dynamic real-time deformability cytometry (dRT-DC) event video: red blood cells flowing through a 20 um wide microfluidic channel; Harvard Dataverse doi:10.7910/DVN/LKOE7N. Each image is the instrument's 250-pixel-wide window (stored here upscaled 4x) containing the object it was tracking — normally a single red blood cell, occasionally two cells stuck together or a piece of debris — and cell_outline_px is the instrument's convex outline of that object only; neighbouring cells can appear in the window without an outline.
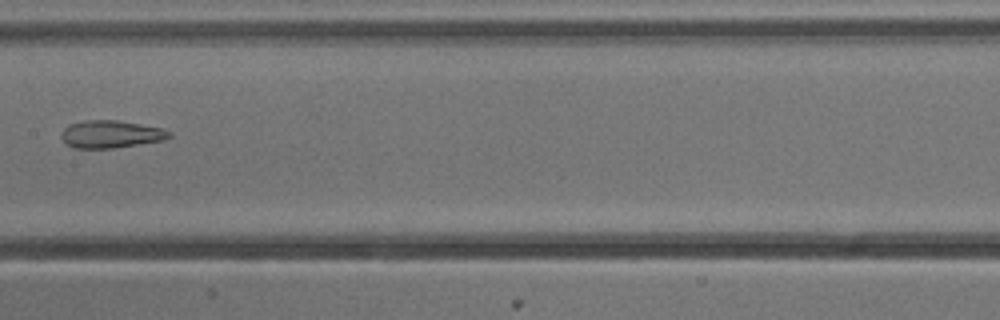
{"species": "common noctule bat (a hibernating species)", "species_latin": "Nyctalus noctula", "temperature_condition": "cold", "stored_images_in_passage": 7, "camera_frame_rate_fps": 3000, "um_per_image_px": 0.085, "animal": {"sex": "male", "body_mass_g": 13.3}, "frame": {"image": 1, "passage_image": 7, "time_ms": 2.0, "image_size_px": [1000, 320], "cell_outline_px": [[172, 136], [164, 140], [112, 148], [76, 148], [68, 144], [60, 136], [60, 132], [68, 124], [84, 120], [116, 120], [164, 128], [172, 132]], "centroid_in_image_um": [9.43, 11.39], "position_along_channel_um": 198.0, "area_um2": 17.34}}